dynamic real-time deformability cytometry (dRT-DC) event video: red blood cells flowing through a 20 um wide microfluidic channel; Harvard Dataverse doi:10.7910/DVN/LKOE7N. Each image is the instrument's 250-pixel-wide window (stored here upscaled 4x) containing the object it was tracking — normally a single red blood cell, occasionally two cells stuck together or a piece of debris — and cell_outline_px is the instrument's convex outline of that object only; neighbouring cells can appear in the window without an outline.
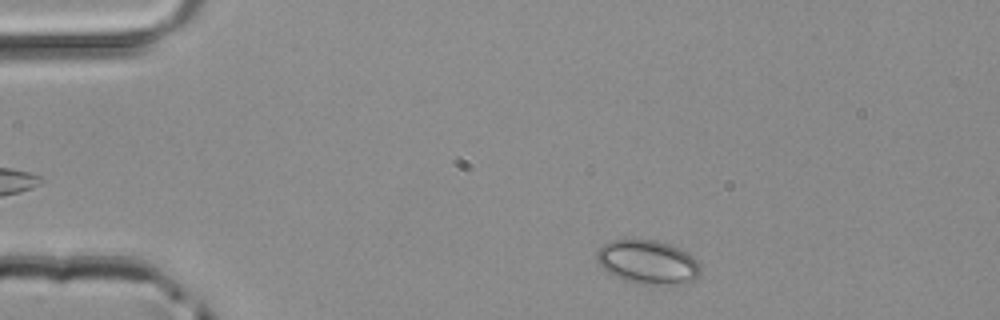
{"species": "common noctule bat (a hibernating species)", "species_latin": "Nyctalus noctula", "temperature_condition": "room temperature", "stored_images_in_passage": 42, "camera_frame_rate_fps": 3000, "um_per_image_px": 0.085, "animal": {"sex": "male", "body_mass_g": 20.4}, "frame": {"image": 1, "passage_image": 2, "time_ms": 0.333, "image_size_px": [1000, 320], "cell_outline_px": [[700, 280], [676, 284], [636, 284], [624, 280], [608, 272], [596, 260], [596, 252], [604, 244], [612, 240], [656, 240], [680, 248], [688, 252], [700, 264]], "centroid_in_image_um": [55.11, 22.29], "position_along_channel_um": 29.9, "area_um2": 26.65}}
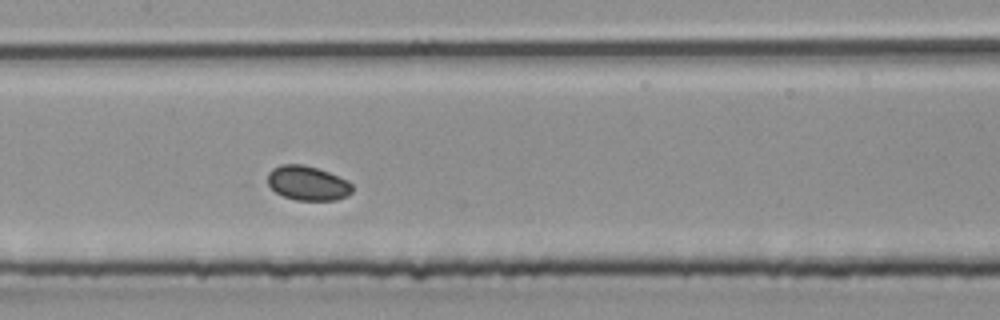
{"frame": {"image": 2, "passage_image": 17, "time_ms": 5.333, "image_size_px": [1000, 320], "cell_outline_px": [[352, 192], [348, 196], [336, 200], [296, 200], [284, 196], [276, 192], [268, 184], [268, 172], [272, 168], [280, 164], [304, 164], [328, 172], [348, 180], [352, 184]], "centroid_in_image_um": [26.16, 15.56], "position_along_channel_um": 181.2, "area_um2": 17.05}}
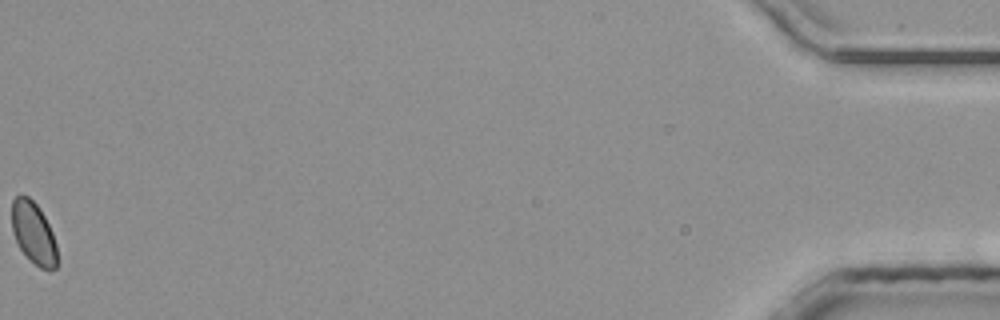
{"frame": {"image": 3, "passage_image": 42, "time_ms": 13.667, "image_size_px": [1000, 320], "cell_outline_px": [[56, 268], [52, 272], [40, 268], [20, 248], [12, 232], [12, 200], [16, 196], [28, 196], [40, 208], [52, 232], [56, 244]], "centroid_in_image_um": [2.85, 19.8], "position_along_channel_um": 432.3, "area_um2": 16.18}}